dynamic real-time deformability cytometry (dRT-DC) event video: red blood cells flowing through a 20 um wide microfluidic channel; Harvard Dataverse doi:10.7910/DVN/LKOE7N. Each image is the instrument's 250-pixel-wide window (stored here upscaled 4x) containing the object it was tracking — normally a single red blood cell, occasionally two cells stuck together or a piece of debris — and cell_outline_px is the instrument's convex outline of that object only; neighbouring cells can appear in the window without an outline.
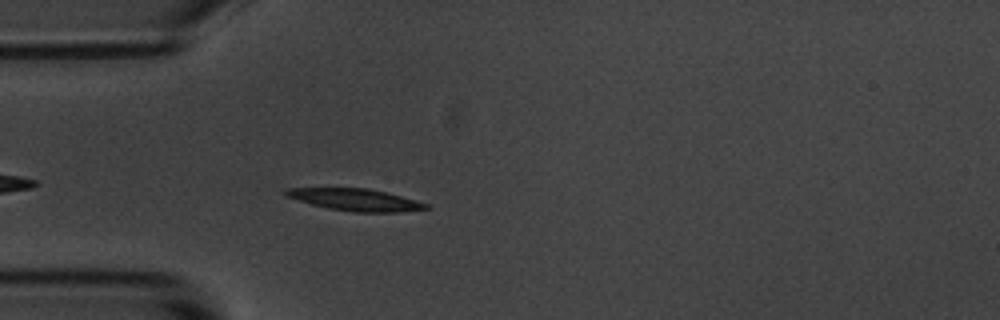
{"species": "common noctule bat (a hibernating species)", "species_latin": "Nyctalus noctula", "temperature_condition": "room temperature", "stored_images_in_passage": 5, "camera_frame_rate_fps": 3000, "um_per_image_px": 0.085, "animal": {"sex": "male", "body_mass_g": 20.1, "forearm_length_mm": 53.5}, "frame": {"image": 1, "passage_image": 5, "time_ms": 4.667, "image_size_px": [1000, 320], "cell_outline_px": [[428, 208], [400, 212], [356, 212], [328, 208], [312, 204], [284, 196], [284, 188], [364, 188], [384, 192], [400, 196], [428, 204]], "centroid_in_image_um": [30.14, 16.97], "position_along_channel_um": 54.9, "area_um2": 17.63}}